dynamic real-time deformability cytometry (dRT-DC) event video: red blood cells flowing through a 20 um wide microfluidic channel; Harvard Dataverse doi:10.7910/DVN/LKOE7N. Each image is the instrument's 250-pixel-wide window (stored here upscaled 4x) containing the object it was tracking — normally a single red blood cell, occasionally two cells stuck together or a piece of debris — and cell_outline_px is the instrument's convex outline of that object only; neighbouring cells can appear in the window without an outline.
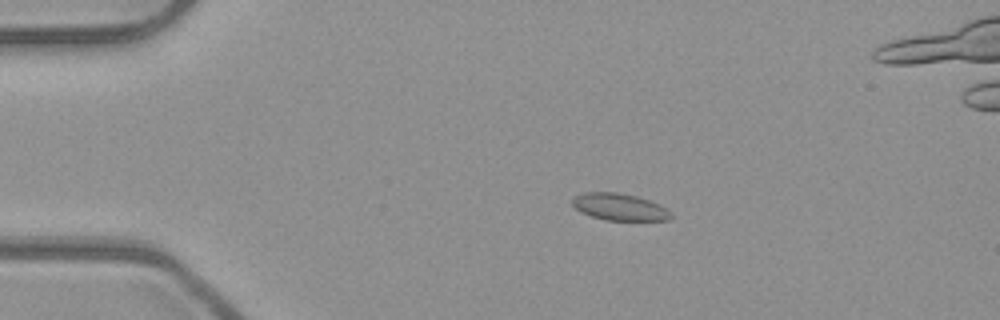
{"species": "common noctule bat (a hibernating species)", "species_latin": "Nyctalus noctula", "temperature_condition": "room temperature", "stored_images_in_passage": 55, "camera_frame_rate_fps": 3000, "um_per_image_px": 0.085, "animal": {"sex": "male", "body_mass_g": 23.1, "forearm_length_mm": 52.7}, "frame": {"image": 1, "passage_image": 12, "time_ms": 3.667, "image_size_px": [1000, 320], "cell_outline_px": [[672, 216], [668, 220], [604, 220], [580, 212], [572, 204], [572, 200], [576, 196], [584, 192], [616, 192], [636, 196], [648, 200], [672, 212]], "centroid_in_image_um": [52.63, 17.59], "position_along_channel_um": 32.4, "area_um2": 15.26}}
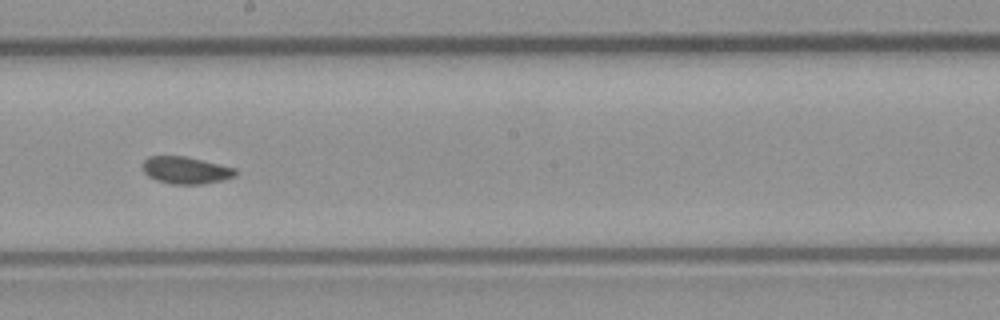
{"frame": {"image": 2, "passage_image": 31, "time_ms": 10.0, "image_size_px": [1000, 320], "cell_outline_px": [[236, 176], [224, 180], [204, 184], [172, 184], [156, 180], [148, 176], [140, 168], [144, 160], [148, 156], [184, 156], [236, 168]], "centroid_in_image_um": [15.77, 14.47], "position_along_channel_um": 232.4, "area_um2": 14.8}}
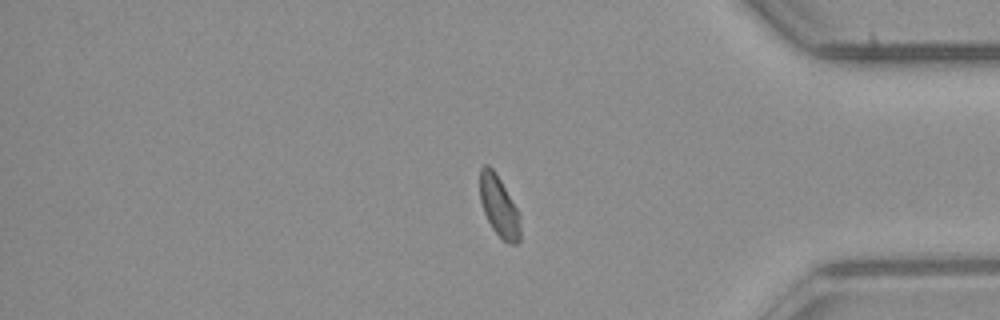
{"frame": {"image": 3, "passage_image": 45, "time_ms": 14.667, "image_size_px": [1000, 320], "cell_outline_px": [[520, 240], [516, 244], [508, 244], [492, 228], [484, 212], [480, 200], [480, 168], [484, 164], [488, 164], [492, 168], [500, 180], [516, 208], [520, 216]], "centroid_in_image_um": [42.41, 17.54], "position_along_channel_um": 392.8, "area_um2": 14.1}, "authors_computed_cell_mechanics": {"area_um2": 15.028, "velocity_mm_per_s": 3.9733, "shape_relaxation_time_tau1_ms": 4.7185, "shape_relaxation_time_tau2_ms": null, "deformation_change_tau1": 0.0691, "deformation_change_tau2": null}}